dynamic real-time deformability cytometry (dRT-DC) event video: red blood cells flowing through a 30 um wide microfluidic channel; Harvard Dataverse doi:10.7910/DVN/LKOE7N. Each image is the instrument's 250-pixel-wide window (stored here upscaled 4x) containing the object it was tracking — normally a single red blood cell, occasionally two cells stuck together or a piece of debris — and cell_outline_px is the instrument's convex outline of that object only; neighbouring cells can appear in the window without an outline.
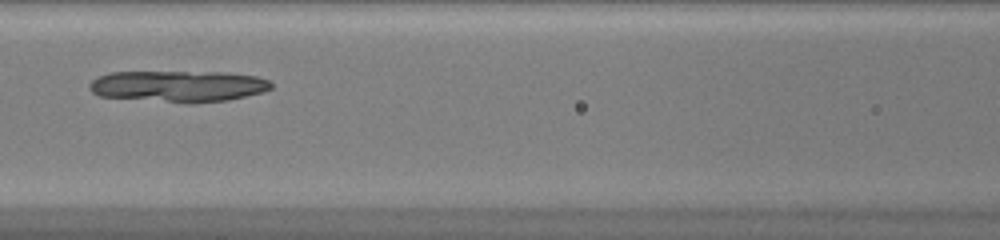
{"species": "common noctule bat (a hibernating species)", "species_latin": "Nyctalus noctula", "temperature_condition": "warm", "stored_images_in_passage": 39, "camera_frame_rate_fps": 3000, "um_per_image_px": 0.085, "animal": {"sex": "female", "body_mass_g": 20.0, "forearm_length_mm": 54.0}, "frame": {"image": 1, "passage_image": 13, "time_ms": 4.0, "image_size_px": [1000, 240], "cell_outline_px": [[272, 88], [264, 92], [228, 100], [192, 104], [188, 104], [100, 96], [92, 92], [88, 88], [88, 84], [92, 80], [100, 76], [112, 72], [228, 72], [256, 76], [268, 80], [272, 84]], "centroid_in_image_um": [15.18, 7.34], "position_along_channel_um": 151.4, "area_um2": 33.58}}
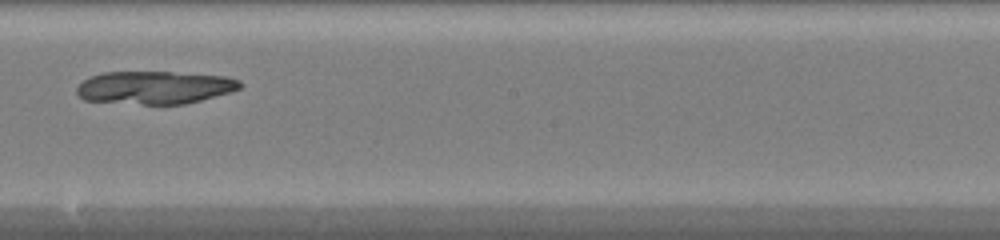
{"frame": {"image": 2, "passage_image": 19, "time_ms": 6.0, "image_size_px": [1000, 240], "cell_outline_px": [[244, 84], [240, 88], [232, 92], [184, 104], [144, 104], [84, 100], [76, 92], [76, 88], [88, 76], [104, 72], [172, 72], [228, 76], [240, 80]], "centroid_in_image_um": [13.18, 7.43], "position_along_channel_um": 235.0, "area_um2": 31.39}}
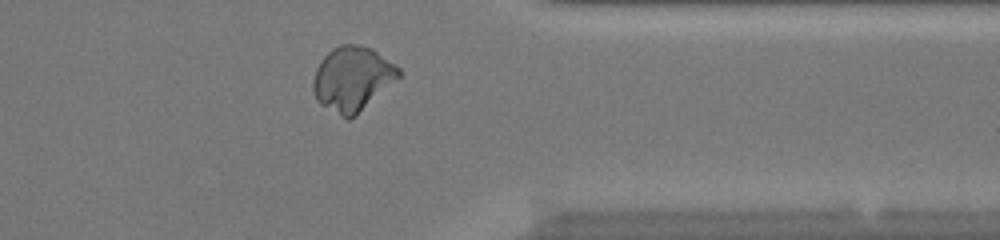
{"frame": {"image": 3, "passage_image": 30, "time_ms": 9.667, "image_size_px": [1000, 240], "cell_outline_px": [[400, 76], [396, 80], [356, 116], [348, 120], [320, 104], [316, 100], [312, 88], [312, 80], [316, 68], [320, 60], [332, 48], [340, 44], [360, 44], [372, 48], [400, 68]], "centroid_in_image_um": [29.93, 6.68], "position_along_channel_um": 381.5, "area_um2": 32.31}}